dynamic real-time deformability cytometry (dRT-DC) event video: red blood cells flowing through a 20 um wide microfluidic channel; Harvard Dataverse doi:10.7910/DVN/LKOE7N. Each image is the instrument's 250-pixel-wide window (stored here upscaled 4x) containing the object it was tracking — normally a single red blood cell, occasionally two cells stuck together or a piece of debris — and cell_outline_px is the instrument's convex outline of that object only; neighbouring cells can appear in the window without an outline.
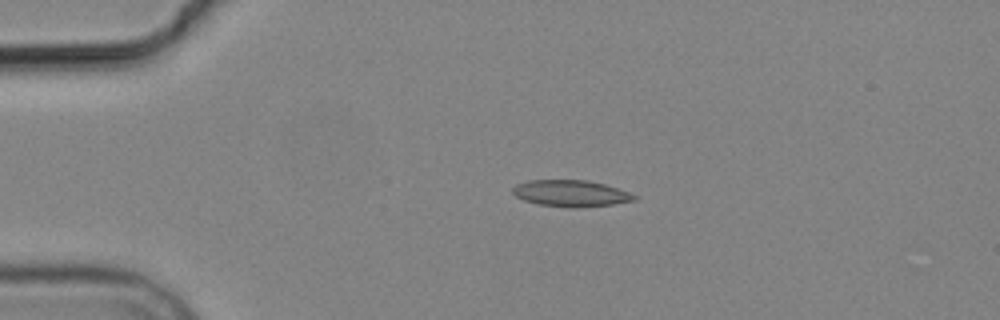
{"species": "common noctule bat (a hibernating species)", "species_latin": "Nyctalus noctula", "temperature_condition": "cold", "stored_images_in_passage": 2, "camera_frame_rate_fps": 3000, "um_per_image_px": 0.085, "animal": {"sex": "male", "body_mass_g": 19.2, "forearm_length_mm": 51.8}, "frame": {"image": 1, "passage_image": 1, "time_ms": 0.0, "image_size_px": [1000, 320], "cell_outline_px": [[636, 200], [612, 204], [580, 208], [576, 208], [540, 204], [524, 200], [516, 196], [512, 192], [512, 188], [516, 184], [528, 180], [588, 180], [604, 184], [628, 192], [636, 196]], "centroid_in_image_um": [48.5, 16.43], "position_along_channel_um": 36.5, "area_um2": 18.61}}